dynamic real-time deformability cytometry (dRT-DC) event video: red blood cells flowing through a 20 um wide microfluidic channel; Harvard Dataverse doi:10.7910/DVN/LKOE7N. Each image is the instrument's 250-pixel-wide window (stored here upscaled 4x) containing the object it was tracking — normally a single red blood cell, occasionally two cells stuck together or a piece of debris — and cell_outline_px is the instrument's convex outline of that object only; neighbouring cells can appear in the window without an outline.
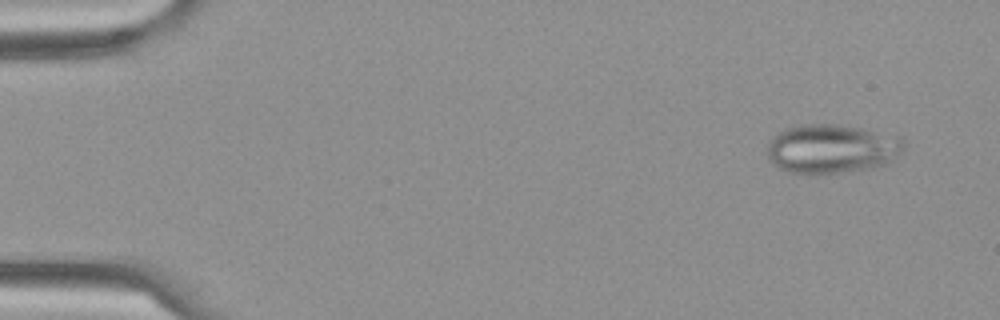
{"species": "Egyptian fruit bat (a non-hibernating species)", "species_latin": "Rousettus aegyptiacus", "temperature_condition": "cold", "stored_images_in_passage": 5, "camera_frame_rate_fps": 3000, "um_per_image_px": 0.085, "frame": {"image": 1, "passage_image": 1, "time_ms": 0.0, "image_size_px": [1000, 320], "cell_outline_px": [[904, 148], [888, 164], [864, 168], [836, 172], [788, 172], [780, 168], [768, 156], [768, 140], [772, 136], [784, 128], [804, 124], [836, 124], [860, 128], [900, 136], [904, 140]], "centroid_in_image_um": [70.7, 12.6], "position_along_channel_um": 14.3, "area_um2": 38.44}}